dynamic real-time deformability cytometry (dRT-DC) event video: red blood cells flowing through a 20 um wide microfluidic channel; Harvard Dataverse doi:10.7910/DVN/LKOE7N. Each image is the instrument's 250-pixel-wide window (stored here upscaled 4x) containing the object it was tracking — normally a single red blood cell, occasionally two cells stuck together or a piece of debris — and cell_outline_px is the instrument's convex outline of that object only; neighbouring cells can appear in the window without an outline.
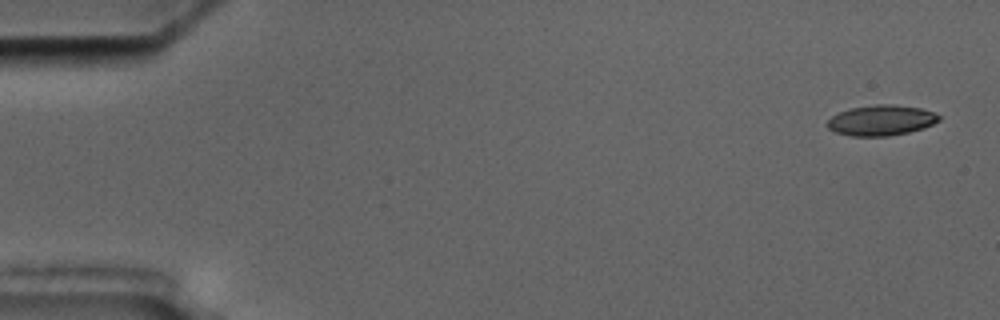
{"species": "common noctule bat (a hibernating species)", "species_latin": "Nyctalus noctula", "temperature_condition": "cold", "stored_images_in_passage": 8, "camera_frame_rate_fps": 3000, "um_per_image_px": 0.085, "animal": {"sex": "male", "body_mass_g": 17.5, "forearm_length_mm": 52.3}, "frame": {"image": 1, "passage_image": 1, "time_ms": 0.0, "image_size_px": [1000, 320], "cell_outline_px": [[940, 120], [924, 128], [908, 132], [888, 136], [852, 136], [836, 132], [828, 128], [824, 124], [832, 116], [848, 108], [876, 104], [892, 104], [920, 108], [932, 112], [940, 116]], "centroid_in_image_um": [74.87, 10.22], "position_along_channel_um": 10.1, "area_um2": 19.83}}
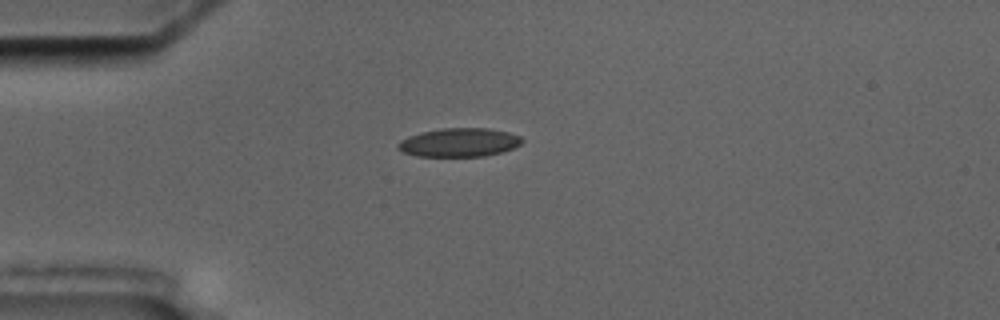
{"frame": {"image": 2, "passage_image": 4, "time_ms": 4.333, "image_size_px": [1000, 320], "cell_outline_px": [[524, 140], [520, 144], [512, 148], [500, 152], [484, 156], [416, 156], [404, 152], [396, 148], [396, 144], [400, 140], [408, 136], [420, 132], [440, 128], [488, 128], [508, 132], [520, 136]], "centroid_in_image_um": [38.99, 12.1], "position_along_channel_um": 46.0, "area_um2": 20.75}}
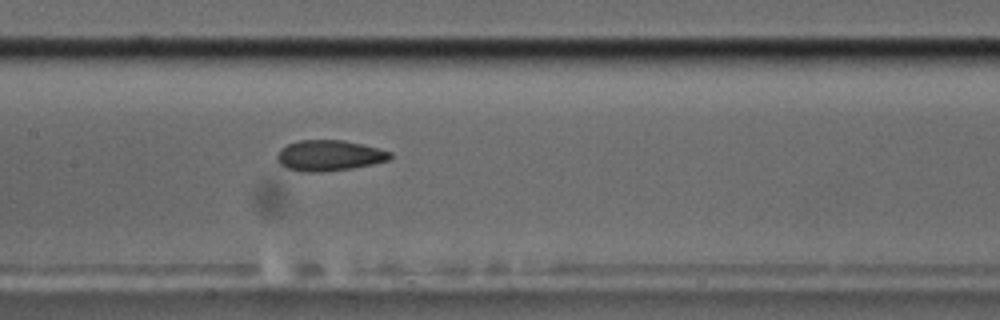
{"frame": {"image": 3, "passage_image": 8, "time_ms": 8.667, "image_size_px": [1000, 320], "cell_outline_px": [[392, 156], [388, 160], [372, 164], [352, 168], [320, 172], [304, 172], [288, 168], [280, 164], [276, 160], [276, 156], [280, 148], [288, 144], [300, 140], [344, 140], [380, 148], [392, 152]], "centroid_in_image_um": [27.98, 13.21], "position_along_channel_um": 179.4, "area_um2": 20.29}}